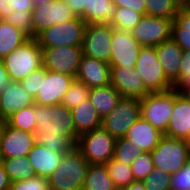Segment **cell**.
Here are the masks:
<instances>
[{"instance_id": "5bb4252c", "label": "cell", "mask_w": 190, "mask_h": 190, "mask_svg": "<svg viewBox=\"0 0 190 190\" xmlns=\"http://www.w3.org/2000/svg\"><path fill=\"white\" fill-rule=\"evenodd\" d=\"M35 144V133L11 127L6 121L0 122L2 159L28 156Z\"/></svg>"}, {"instance_id": "ffe728a7", "label": "cell", "mask_w": 190, "mask_h": 190, "mask_svg": "<svg viewBox=\"0 0 190 190\" xmlns=\"http://www.w3.org/2000/svg\"><path fill=\"white\" fill-rule=\"evenodd\" d=\"M34 104V98L24 90L18 81H11L8 88L0 93V122L9 119L15 112Z\"/></svg>"}, {"instance_id": "ac0fdd59", "label": "cell", "mask_w": 190, "mask_h": 190, "mask_svg": "<svg viewBox=\"0 0 190 190\" xmlns=\"http://www.w3.org/2000/svg\"><path fill=\"white\" fill-rule=\"evenodd\" d=\"M111 84L122 97L142 99L149 94L134 68L111 67Z\"/></svg>"}, {"instance_id": "b9f144b4", "label": "cell", "mask_w": 190, "mask_h": 190, "mask_svg": "<svg viewBox=\"0 0 190 190\" xmlns=\"http://www.w3.org/2000/svg\"><path fill=\"white\" fill-rule=\"evenodd\" d=\"M171 190H190V161L170 175Z\"/></svg>"}, {"instance_id": "9f6ffc18", "label": "cell", "mask_w": 190, "mask_h": 190, "mask_svg": "<svg viewBox=\"0 0 190 190\" xmlns=\"http://www.w3.org/2000/svg\"><path fill=\"white\" fill-rule=\"evenodd\" d=\"M0 164H2L1 150H0Z\"/></svg>"}, {"instance_id": "6da1fadb", "label": "cell", "mask_w": 190, "mask_h": 190, "mask_svg": "<svg viewBox=\"0 0 190 190\" xmlns=\"http://www.w3.org/2000/svg\"><path fill=\"white\" fill-rule=\"evenodd\" d=\"M34 113L36 144L62 154L76 146L79 135L69 108L62 104L44 106L34 103Z\"/></svg>"}, {"instance_id": "11a10c76", "label": "cell", "mask_w": 190, "mask_h": 190, "mask_svg": "<svg viewBox=\"0 0 190 190\" xmlns=\"http://www.w3.org/2000/svg\"><path fill=\"white\" fill-rule=\"evenodd\" d=\"M186 141V143L189 145V147H190V134H189V136L187 137V139L185 140Z\"/></svg>"}, {"instance_id": "7c38bea8", "label": "cell", "mask_w": 190, "mask_h": 190, "mask_svg": "<svg viewBox=\"0 0 190 190\" xmlns=\"http://www.w3.org/2000/svg\"><path fill=\"white\" fill-rule=\"evenodd\" d=\"M113 28L110 24H86L83 55L109 63Z\"/></svg>"}, {"instance_id": "74e56055", "label": "cell", "mask_w": 190, "mask_h": 190, "mask_svg": "<svg viewBox=\"0 0 190 190\" xmlns=\"http://www.w3.org/2000/svg\"><path fill=\"white\" fill-rule=\"evenodd\" d=\"M33 0H0V19L7 18L12 12L32 13Z\"/></svg>"}, {"instance_id": "4fadbf2b", "label": "cell", "mask_w": 190, "mask_h": 190, "mask_svg": "<svg viewBox=\"0 0 190 190\" xmlns=\"http://www.w3.org/2000/svg\"><path fill=\"white\" fill-rule=\"evenodd\" d=\"M110 67L134 68L142 45L131 31L113 28Z\"/></svg>"}, {"instance_id": "8992f818", "label": "cell", "mask_w": 190, "mask_h": 190, "mask_svg": "<svg viewBox=\"0 0 190 190\" xmlns=\"http://www.w3.org/2000/svg\"><path fill=\"white\" fill-rule=\"evenodd\" d=\"M85 28V21L76 16L72 20L44 29L35 38L40 48L82 46Z\"/></svg>"}, {"instance_id": "ab89813d", "label": "cell", "mask_w": 190, "mask_h": 190, "mask_svg": "<svg viewBox=\"0 0 190 190\" xmlns=\"http://www.w3.org/2000/svg\"><path fill=\"white\" fill-rule=\"evenodd\" d=\"M9 190H50L49 180L45 177L34 176L24 181H14Z\"/></svg>"}, {"instance_id": "db71d44e", "label": "cell", "mask_w": 190, "mask_h": 190, "mask_svg": "<svg viewBox=\"0 0 190 190\" xmlns=\"http://www.w3.org/2000/svg\"><path fill=\"white\" fill-rule=\"evenodd\" d=\"M112 190H124V187L115 186Z\"/></svg>"}, {"instance_id": "7bdbcfd3", "label": "cell", "mask_w": 190, "mask_h": 190, "mask_svg": "<svg viewBox=\"0 0 190 190\" xmlns=\"http://www.w3.org/2000/svg\"><path fill=\"white\" fill-rule=\"evenodd\" d=\"M4 20L9 22L13 26L23 30L30 37H32V13L12 12Z\"/></svg>"}, {"instance_id": "7dc6e473", "label": "cell", "mask_w": 190, "mask_h": 190, "mask_svg": "<svg viewBox=\"0 0 190 190\" xmlns=\"http://www.w3.org/2000/svg\"><path fill=\"white\" fill-rule=\"evenodd\" d=\"M12 80L9 77V74L5 68L3 61L0 62V93H3L7 88L9 83Z\"/></svg>"}, {"instance_id": "ee69618b", "label": "cell", "mask_w": 190, "mask_h": 190, "mask_svg": "<svg viewBox=\"0 0 190 190\" xmlns=\"http://www.w3.org/2000/svg\"><path fill=\"white\" fill-rule=\"evenodd\" d=\"M117 7L131 9L145 15V0H112Z\"/></svg>"}, {"instance_id": "d4e9b609", "label": "cell", "mask_w": 190, "mask_h": 190, "mask_svg": "<svg viewBox=\"0 0 190 190\" xmlns=\"http://www.w3.org/2000/svg\"><path fill=\"white\" fill-rule=\"evenodd\" d=\"M88 99L103 119L117 106L122 95L110 83L106 86L91 88Z\"/></svg>"}, {"instance_id": "681fc988", "label": "cell", "mask_w": 190, "mask_h": 190, "mask_svg": "<svg viewBox=\"0 0 190 190\" xmlns=\"http://www.w3.org/2000/svg\"><path fill=\"white\" fill-rule=\"evenodd\" d=\"M190 88V74L185 76L175 87L174 89L182 94L186 89Z\"/></svg>"}, {"instance_id": "4316f807", "label": "cell", "mask_w": 190, "mask_h": 190, "mask_svg": "<svg viewBox=\"0 0 190 190\" xmlns=\"http://www.w3.org/2000/svg\"><path fill=\"white\" fill-rule=\"evenodd\" d=\"M31 37L23 30L0 19V56L4 58Z\"/></svg>"}, {"instance_id": "f546056e", "label": "cell", "mask_w": 190, "mask_h": 190, "mask_svg": "<svg viewBox=\"0 0 190 190\" xmlns=\"http://www.w3.org/2000/svg\"><path fill=\"white\" fill-rule=\"evenodd\" d=\"M171 38L182 48L190 50V14L180 8L172 22Z\"/></svg>"}, {"instance_id": "8fae6325", "label": "cell", "mask_w": 190, "mask_h": 190, "mask_svg": "<svg viewBox=\"0 0 190 190\" xmlns=\"http://www.w3.org/2000/svg\"><path fill=\"white\" fill-rule=\"evenodd\" d=\"M41 49L43 66L48 71L76 76L83 55L82 46H60Z\"/></svg>"}, {"instance_id": "30bf717a", "label": "cell", "mask_w": 190, "mask_h": 190, "mask_svg": "<svg viewBox=\"0 0 190 190\" xmlns=\"http://www.w3.org/2000/svg\"><path fill=\"white\" fill-rule=\"evenodd\" d=\"M140 117V99L122 97L117 106L102 119V128L116 139L121 138Z\"/></svg>"}, {"instance_id": "5b68a950", "label": "cell", "mask_w": 190, "mask_h": 190, "mask_svg": "<svg viewBox=\"0 0 190 190\" xmlns=\"http://www.w3.org/2000/svg\"><path fill=\"white\" fill-rule=\"evenodd\" d=\"M134 70L140 75L149 93L170 90L173 84L166 78L154 46H142Z\"/></svg>"}, {"instance_id": "d590c367", "label": "cell", "mask_w": 190, "mask_h": 190, "mask_svg": "<svg viewBox=\"0 0 190 190\" xmlns=\"http://www.w3.org/2000/svg\"><path fill=\"white\" fill-rule=\"evenodd\" d=\"M141 154L124 137L117 138L114 147L113 159L126 165H132L133 161Z\"/></svg>"}, {"instance_id": "2e32d148", "label": "cell", "mask_w": 190, "mask_h": 190, "mask_svg": "<svg viewBox=\"0 0 190 190\" xmlns=\"http://www.w3.org/2000/svg\"><path fill=\"white\" fill-rule=\"evenodd\" d=\"M74 79L73 76L46 69V77H41L40 90L34 98V103L44 106L61 104L64 94Z\"/></svg>"}, {"instance_id": "f35d334b", "label": "cell", "mask_w": 190, "mask_h": 190, "mask_svg": "<svg viewBox=\"0 0 190 190\" xmlns=\"http://www.w3.org/2000/svg\"><path fill=\"white\" fill-rule=\"evenodd\" d=\"M142 182L145 190H171L170 174L157 168H154Z\"/></svg>"}, {"instance_id": "7402d4cb", "label": "cell", "mask_w": 190, "mask_h": 190, "mask_svg": "<svg viewBox=\"0 0 190 190\" xmlns=\"http://www.w3.org/2000/svg\"><path fill=\"white\" fill-rule=\"evenodd\" d=\"M155 49L166 78L175 87L179 83V70L183 54L182 48L172 38H169L161 44L156 45Z\"/></svg>"}, {"instance_id": "1f68e13d", "label": "cell", "mask_w": 190, "mask_h": 190, "mask_svg": "<svg viewBox=\"0 0 190 190\" xmlns=\"http://www.w3.org/2000/svg\"><path fill=\"white\" fill-rule=\"evenodd\" d=\"M143 16V14L131 9L117 7L112 21L109 24L114 29L132 31Z\"/></svg>"}, {"instance_id": "cb8c5ba5", "label": "cell", "mask_w": 190, "mask_h": 190, "mask_svg": "<svg viewBox=\"0 0 190 190\" xmlns=\"http://www.w3.org/2000/svg\"><path fill=\"white\" fill-rule=\"evenodd\" d=\"M71 114L76 133L79 136L83 133L102 127V118L89 99L71 109Z\"/></svg>"}, {"instance_id": "f907efd6", "label": "cell", "mask_w": 190, "mask_h": 190, "mask_svg": "<svg viewBox=\"0 0 190 190\" xmlns=\"http://www.w3.org/2000/svg\"><path fill=\"white\" fill-rule=\"evenodd\" d=\"M124 190H145L142 181H133L129 186L124 187Z\"/></svg>"}, {"instance_id": "52a82bcc", "label": "cell", "mask_w": 190, "mask_h": 190, "mask_svg": "<svg viewBox=\"0 0 190 190\" xmlns=\"http://www.w3.org/2000/svg\"><path fill=\"white\" fill-rule=\"evenodd\" d=\"M116 138L100 127L79 136L76 147L89 164H107L114 154Z\"/></svg>"}, {"instance_id": "e0dca14e", "label": "cell", "mask_w": 190, "mask_h": 190, "mask_svg": "<svg viewBox=\"0 0 190 190\" xmlns=\"http://www.w3.org/2000/svg\"><path fill=\"white\" fill-rule=\"evenodd\" d=\"M75 79L90 89L106 86L111 83V67L105 61L82 55Z\"/></svg>"}, {"instance_id": "6f0895ef", "label": "cell", "mask_w": 190, "mask_h": 190, "mask_svg": "<svg viewBox=\"0 0 190 190\" xmlns=\"http://www.w3.org/2000/svg\"><path fill=\"white\" fill-rule=\"evenodd\" d=\"M181 4L185 1V0H178Z\"/></svg>"}, {"instance_id": "f5cc1de1", "label": "cell", "mask_w": 190, "mask_h": 190, "mask_svg": "<svg viewBox=\"0 0 190 190\" xmlns=\"http://www.w3.org/2000/svg\"><path fill=\"white\" fill-rule=\"evenodd\" d=\"M181 95L190 102V88L186 89Z\"/></svg>"}, {"instance_id": "83f0119b", "label": "cell", "mask_w": 190, "mask_h": 190, "mask_svg": "<svg viewBox=\"0 0 190 190\" xmlns=\"http://www.w3.org/2000/svg\"><path fill=\"white\" fill-rule=\"evenodd\" d=\"M115 186L106 164H89L82 190H112Z\"/></svg>"}, {"instance_id": "44dd1931", "label": "cell", "mask_w": 190, "mask_h": 190, "mask_svg": "<svg viewBox=\"0 0 190 190\" xmlns=\"http://www.w3.org/2000/svg\"><path fill=\"white\" fill-rule=\"evenodd\" d=\"M190 134V102L174 89V107L165 136L186 140Z\"/></svg>"}, {"instance_id": "603a6c76", "label": "cell", "mask_w": 190, "mask_h": 190, "mask_svg": "<svg viewBox=\"0 0 190 190\" xmlns=\"http://www.w3.org/2000/svg\"><path fill=\"white\" fill-rule=\"evenodd\" d=\"M62 155V153L50 151L39 144H35L29 152L28 158L36 176L48 179L59 166Z\"/></svg>"}, {"instance_id": "f1b7e54d", "label": "cell", "mask_w": 190, "mask_h": 190, "mask_svg": "<svg viewBox=\"0 0 190 190\" xmlns=\"http://www.w3.org/2000/svg\"><path fill=\"white\" fill-rule=\"evenodd\" d=\"M2 165L10 182L24 181L36 176L28 156L16 158H3Z\"/></svg>"}, {"instance_id": "836d02e7", "label": "cell", "mask_w": 190, "mask_h": 190, "mask_svg": "<svg viewBox=\"0 0 190 190\" xmlns=\"http://www.w3.org/2000/svg\"><path fill=\"white\" fill-rule=\"evenodd\" d=\"M108 174L118 187L129 186L134 180L131 165L123 164L113 158L106 164Z\"/></svg>"}, {"instance_id": "60d3db41", "label": "cell", "mask_w": 190, "mask_h": 190, "mask_svg": "<svg viewBox=\"0 0 190 190\" xmlns=\"http://www.w3.org/2000/svg\"><path fill=\"white\" fill-rule=\"evenodd\" d=\"M41 77H46V68L44 66L36 69L28 77L20 81L24 90H26L32 98H35L40 90Z\"/></svg>"}, {"instance_id": "7a4b0ae2", "label": "cell", "mask_w": 190, "mask_h": 190, "mask_svg": "<svg viewBox=\"0 0 190 190\" xmlns=\"http://www.w3.org/2000/svg\"><path fill=\"white\" fill-rule=\"evenodd\" d=\"M89 162L75 146L62 155L59 166L48 178L50 190H82Z\"/></svg>"}, {"instance_id": "9c48e42d", "label": "cell", "mask_w": 190, "mask_h": 190, "mask_svg": "<svg viewBox=\"0 0 190 190\" xmlns=\"http://www.w3.org/2000/svg\"><path fill=\"white\" fill-rule=\"evenodd\" d=\"M33 8L32 37L34 38L44 29L76 17L64 0H33Z\"/></svg>"}, {"instance_id": "3957f363", "label": "cell", "mask_w": 190, "mask_h": 190, "mask_svg": "<svg viewBox=\"0 0 190 190\" xmlns=\"http://www.w3.org/2000/svg\"><path fill=\"white\" fill-rule=\"evenodd\" d=\"M3 62L10 79L20 82L33 71L43 66L42 49L37 39L31 37L9 55L5 56Z\"/></svg>"}, {"instance_id": "bcb514c9", "label": "cell", "mask_w": 190, "mask_h": 190, "mask_svg": "<svg viewBox=\"0 0 190 190\" xmlns=\"http://www.w3.org/2000/svg\"><path fill=\"white\" fill-rule=\"evenodd\" d=\"M75 16H80L84 20V0H64Z\"/></svg>"}, {"instance_id": "9a60e30c", "label": "cell", "mask_w": 190, "mask_h": 190, "mask_svg": "<svg viewBox=\"0 0 190 190\" xmlns=\"http://www.w3.org/2000/svg\"><path fill=\"white\" fill-rule=\"evenodd\" d=\"M172 22L162 17L144 15L131 31L142 46H156L171 38Z\"/></svg>"}, {"instance_id": "277c9868", "label": "cell", "mask_w": 190, "mask_h": 190, "mask_svg": "<svg viewBox=\"0 0 190 190\" xmlns=\"http://www.w3.org/2000/svg\"><path fill=\"white\" fill-rule=\"evenodd\" d=\"M151 156L154 168L171 175L190 161V147L184 139L164 135L151 151Z\"/></svg>"}, {"instance_id": "484cf974", "label": "cell", "mask_w": 190, "mask_h": 190, "mask_svg": "<svg viewBox=\"0 0 190 190\" xmlns=\"http://www.w3.org/2000/svg\"><path fill=\"white\" fill-rule=\"evenodd\" d=\"M116 8L112 0H84V21L86 24H109Z\"/></svg>"}, {"instance_id": "816d5d0a", "label": "cell", "mask_w": 190, "mask_h": 190, "mask_svg": "<svg viewBox=\"0 0 190 190\" xmlns=\"http://www.w3.org/2000/svg\"><path fill=\"white\" fill-rule=\"evenodd\" d=\"M181 8L183 10H185L187 13L190 14V0H185L182 4H181Z\"/></svg>"}, {"instance_id": "c3c4849f", "label": "cell", "mask_w": 190, "mask_h": 190, "mask_svg": "<svg viewBox=\"0 0 190 190\" xmlns=\"http://www.w3.org/2000/svg\"><path fill=\"white\" fill-rule=\"evenodd\" d=\"M10 180L7 173L4 170L2 164H0V190H9L10 189Z\"/></svg>"}, {"instance_id": "f6af8a7d", "label": "cell", "mask_w": 190, "mask_h": 190, "mask_svg": "<svg viewBox=\"0 0 190 190\" xmlns=\"http://www.w3.org/2000/svg\"><path fill=\"white\" fill-rule=\"evenodd\" d=\"M190 74V50L183 51L179 70V82Z\"/></svg>"}, {"instance_id": "d6986e66", "label": "cell", "mask_w": 190, "mask_h": 190, "mask_svg": "<svg viewBox=\"0 0 190 190\" xmlns=\"http://www.w3.org/2000/svg\"><path fill=\"white\" fill-rule=\"evenodd\" d=\"M164 136L159 129L140 117L127 131L124 138L139 152H151Z\"/></svg>"}, {"instance_id": "ba28073f", "label": "cell", "mask_w": 190, "mask_h": 190, "mask_svg": "<svg viewBox=\"0 0 190 190\" xmlns=\"http://www.w3.org/2000/svg\"><path fill=\"white\" fill-rule=\"evenodd\" d=\"M174 107V88L164 91L149 93L140 99L141 117L153 127L165 133Z\"/></svg>"}, {"instance_id": "8d00e7d4", "label": "cell", "mask_w": 190, "mask_h": 190, "mask_svg": "<svg viewBox=\"0 0 190 190\" xmlns=\"http://www.w3.org/2000/svg\"><path fill=\"white\" fill-rule=\"evenodd\" d=\"M132 174L135 181H143L154 170L151 152L141 153L136 160L133 161Z\"/></svg>"}, {"instance_id": "4dcf8cb0", "label": "cell", "mask_w": 190, "mask_h": 190, "mask_svg": "<svg viewBox=\"0 0 190 190\" xmlns=\"http://www.w3.org/2000/svg\"><path fill=\"white\" fill-rule=\"evenodd\" d=\"M181 3L178 0H145V15L175 19Z\"/></svg>"}, {"instance_id": "e575fe53", "label": "cell", "mask_w": 190, "mask_h": 190, "mask_svg": "<svg viewBox=\"0 0 190 190\" xmlns=\"http://www.w3.org/2000/svg\"><path fill=\"white\" fill-rule=\"evenodd\" d=\"M89 92L90 88L88 86L74 79L68 91L64 94L61 104L71 110L87 100Z\"/></svg>"}, {"instance_id": "d6a6232c", "label": "cell", "mask_w": 190, "mask_h": 190, "mask_svg": "<svg viewBox=\"0 0 190 190\" xmlns=\"http://www.w3.org/2000/svg\"><path fill=\"white\" fill-rule=\"evenodd\" d=\"M6 122L16 129L35 133L37 124L34 104L15 112Z\"/></svg>"}]
</instances>
